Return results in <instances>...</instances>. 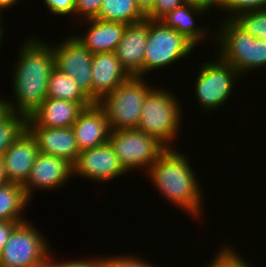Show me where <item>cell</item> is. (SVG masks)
Here are the masks:
<instances>
[{"label":"cell","instance_id":"obj_1","mask_svg":"<svg viewBox=\"0 0 266 267\" xmlns=\"http://www.w3.org/2000/svg\"><path fill=\"white\" fill-rule=\"evenodd\" d=\"M20 47L12 78L13 98L16 101L7 99V105L10 112L28 118L47 98V85L55 68V60L51 45L34 36L24 40Z\"/></svg>","mask_w":266,"mask_h":267},{"label":"cell","instance_id":"obj_2","mask_svg":"<svg viewBox=\"0 0 266 267\" xmlns=\"http://www.w3.org/2000/svg\"><path fill=\"white\" fill-rule=\"evenodd\" d=\"M189 162L187 154L167 148L146 173L164 198L196 218L203 215V196Z\"/></svg>","mask_w":266,"mask_h":267},{"label":"cell","instance_id":"obj_3","mask_svg":"<svg viewBox=\"0 0 266 267\" xmlns=\"http://www.w3.org/2000/svg\"><path fill=\"white\" fill-rule=\"evenodd\" d=\"M215 38L219 51L217 56L231 64L242 75L247 71L266 67V42L254 38L241 28L232 18L223 19ZM226 20V21H225Z\"/></svg>","mask_w":266,"mask_h":267},{"label":"cell","instance_id":"obj_4","mask_svg":"<svg viewBox=\"0 0 266 267\" xmlns=\"http://www.w3.org/2000/svg\"><path fill=\"white\" fill-rule=\"evenodd\" d=\"M179 104L172 92L152 87L145 96L137 129L155 137L166 148H174L170 143L178 137L182 122Z\"/></svg>","mask_w":266,"mask_h":267},{"label":"cell","instance_id":"obj_5","mask_svg":"<svg viewBox=\"0 0 266 267\" xmlns=\"http://www.w3.org/2000/svg\"><path fill=\"white\" fill-rule=\"evenodd\" d=\"M152 87L143 77L130 76L97 103L105 111L110 130L137 129L145 96Z\"/></svg>","mask_w":266,"mask_h":267},{"label":"cell","instance_id":"obj_6","mask_svg":"<svg viewBox=\"0 0 266 267\" xmlns=\"http://www.w3.org/2000/svg\"><path fill=\"white\" fill-rule=\"evenodd\" d=\"M194 45L161 20L148 19V39L145 47L144 75L169 66L191 54Z\"/></svg>","mask_w":266,"mask_h":267},{"label":"cell","instance_id":"obj_7","mask_svg":"<svg viewBox=\"0 0 266 267\" xmlns=\"http://www.w3.org/2000/svg\"><path fill=\"white\" fill-rule=\"evenodd\" d=\"M108 141L126 172L141 170V167L147 171L167 149L155 137L139 129L111 130Z\"/></svg>","mask_w":266,"mask_h":267},{"label":"cell","instance_id":"obj_8","mask_svg":"<svg viewBox=\"0 0 266 267\" xmlns=\"http://www.w3.org/2000/svg\"><path fill=\"white\" fill-rule=\"evenodd\" d=\"M210 62L200 63L194 85L198 105L200 104L206 111L217 110L218 107L227 103V99L235 88V81L240 76L231 64L219 57L212 63Z\"/></svg>","mask_w":266,"mask_h":267},{"label":"cell","instance_id":"obj_9","mask_svg":"<svg viewBox=\"0 0 266 267\" xmlns=\"http://www.w3.org/2000/svg\"><path fill=\"white\" fill-rule=\"evenodd\" d=\"M29 222H22L13 230L0 252V267H32L49 256L47 239Z\"/></svg>","mask_w":266,"mask_h":267},{"label":"cell","instance_id":"obj_10","mask_svg":"<svg viewBox=\"0 0 266 267\" xmlns=\"http://www.w3.org/2000/svg\"><path fill=\"white\" fill-rule=\"evenodd\" d=\"M50 45L54 54L55 68L71 76L92 100L93 54L72 34L62 43L60 41L58 44Z\"/></svg>","mask_w":266,"mask_h":267},{"label":"cell","instance_id":"obj_11","mask_svg":"<svg viewBox=\"0 0 266 267\" xmlns=\"http://www.w3.org/2000/svg\"><path fill=\"white\" fill-rule=\"evenodd\" d=\"M123 174H126V171L109 141L98 147L81 151L73 165V175L85 177L91 181L109 182Z\"/></svg>","mask_w":266,"mask_h":267},{"label":"cell","instance_id":"obj_12","mask_svg":"<svg viewBox=\"0 0 266 267\" xmlns=\"http://www.w3.org/2000/svg\"><path fill=\"white\" fill-rule=\"evenodd\" d=\"M73 175V165L53 155L38 153L26 182L22 185L28 200L36 188L53 190L63 187ZM70 177V178H69ZM53 188V189H52Z\"/></svg>","mask_w":266,"mask_h":267},{"label":"cell","instance_id":"obj_13","mask_svg":"<svg viewBox=\"0 0 266 267\" xmlns=\"http://www.w3.org/2000/svg\"><path fill=\"white\" fill-rule=\"evenodd\" d=\"M148 39V19L128 24L115 49L122 67L130 76L144 77L145 47Z\"/></svg>","mask_w":266,"mask_h":267},{"label":"cell","instance_id":"obj_14","mask_svg":"<svg viewBox=\"0 0 266 267\" xmlns=\"http://www.w3.org/2000/svg\"><path fill=\"white\" fill-rule=\"evenodd\" d=\"M39 153L38 144L28 129L3 154V166L8 182L23 185Z\"/></svg>","mask_w":266,"mask_h":267},{"label":"cell","instance_id":"obj_15","mask_svg":"<svg viewBox=\"0 0 266 267\" xmlns=\"http://www.w3.org/2000/svg\"><path fill=\"white\" fill-rule=\"evenodd\" d=\"M130 75L122 67L115 52L95 53L92 58V101L98 103L105 95L123 84Z\"/></svg>","mask_w":266,"mask_h":267},{"label":"cell","instance_id":"obj_16","mask_svg":"<svg viewBox=\"0 0 266 267\" xmlns=\"http://www.w3.org/2000/svg\"><path fill=\"white\" fill-rule=\"evenodd\" d=\"M71 128L80 152L108 142L111 131L105 111L97 103L85 108Z\"/></svg>","mask_w":266,"mask_h":267},{"label":"cell","instance_id":"obj_17","mask_svg":"<svg viewBox=\"0 0 266 267\" xmlns=\"http://www.w3.org/2000/svg\"><path fill=\"white\" fill-rule=\"evenodd\" d=\"M37 141L40 153L62 158L74 165L79 156V148L71 127L49 128L27 126Z\"/></svg>","mask_w":266,"mask_h":267},{"label":"cell","instance_id":"obj_18","mask_svg":"<svg viewBox=\"0 0 266 267\" xmlns=\"http://www.w3.org/2000/svg\"><path fill=\"white\" fill-rule=\"evenodd\" d=\"M85 108L76 102L46 98L28 117L27 126L71 127Z\"/></svg>","mask_w":266,"mask_h":267},{"label":"cell","instance_id":"obj_19","mask_svg":"<svg viewBox=\"0 0 266 267\" xmlns=\"http://www.w3.org/2000/svg\"><path fill=\"white\" fill-rule=\"evenodd\" d=\"M84 22L89 23L86 34H74V36L92 54L114 52L127 25L122 22L103 21L97 18L84 20Z\"/></svg>","mask_w":266,"mask_h":267},{"label":"cell","instance_id":"obj_20","mask_svg":"<svg viewBox=\"0 0 266 267\" xmlns=\"http://www.w3.org/2000/svg\"><path fill=\"white\" fill-rule=\"evenodd\" d=\"M206 10L184 3L182 6L177 7L172 12H169L164 16L161 21L169 28L175 29L177 32L182 34L188 39L194 46L198 45L200 41L206 38L207 33L206 27L202 28L197 26L194 22V14H206Z\"/></svg>","mask_w":266,"mask_h":267},{"label":"cell","instance_id":"obj_21","mask_svg":"<svg viewBox=\"0 0 266 267\" xmlns=\"http://www.w3.org/2000/svg\"><path fill=\"white\" fill-rule=\"evenodd\" d=\"M47 98L80 103L84 108L94 104L71 76L59 71L57 68H54L49 76Z\"/></svg>","mask_w":266,"mask_h":267},{"label":"cell","instance_id":"obj_22","mask_svg":"<svg viewBox=\"0 0 266 267\" xmlns=\"http://www.w3.org/2000/svg\"><path fill=\"white\" fill-rule=\"evenodd\" d=\"M29 202L22 185L8 182L0 186V221L25 222L21 213Z\"/></svg>","mask_w":266,"mask_h":267},{"label":"cell","instance_id":"obj_23","mask_svg":"<svg viewBox=\"0 0 266 267\" xmlns=\"http://www.w3.org/2000/svg\"><path fill=\"white\" fill-rule=\"evenodd\" d=\"M136 0H103L97 19L135 24L146 19Z\"/></svg>","mask_w":266,"mask_h":267},{"label":"cell","instance_id":"obj_24","mask_svg":"<svg viewBox=\"0 0 266 267\" xmlns=\"http://www.w3.org/2000/svg\"><path fill=\"white\" fill-rule=\"evenodd\" d=\"M27 117L14 112H8L0 120V157L13 142L27 129Z\"/></svg>","mask_w":266,"mask_h":267},{"label":"cell","instance_id":"obj_25","mask_svg":"<svg viewBox=\"0 0 266 267\" xmlns=\"http://www.w3.org/2000/svg\"><path fill=\"white\" fill-rule=\"evenodd\" d=\"M232 19L254 38L266 42V9L240 13Z\"/></svg>","mask_w":266,"mask_h":267},{"label":"cell","instance_id":"obj_26","mask_svg":"<svg viewBox=\"0 0 266 267\" xmlns=\"http://www.w3.org/2000/svg\"><path fill=\"white\" fill-rule=\"evenodd\" d=\"M245 260L231 246L226 247L224 245L213 260L211 259L210 264L207 263L208 266L206 265V267H252Z\"/></svg>","mask_w":266,"mask_h":267},{"label":"cell","instance_id":"obj_27","mask_svg":"<svg viewBox=\"0 0 266 267\" xmlns=\"http://www.w3.org/2000/svg\"><path fill=\"white\" fill-rule=\"evenodd\" d=\"M222 8L232 14L227 18H233L240 13L266 9V0H224Z\"/></svg>","mask_w":266,"mask_h":267},{"label":"cell","instance_id":"obj_28","mask_svg":"<svg viewBox=\"0 0 266 267\" xmlns=\"http://www.w3.org/2000/svg\"><path fill=\"white\" fill-rule=\"evenodd\" d=\"M138 257H134L131 254L129 256L102 257V267H157L154 263L152 264L150 261Z\"/></svg>","mask_w":266,"mask_h":267},{"label":"cell","instance_id":"obj_29","mask_svg":"<svg viewBox=\"0 0 266 267\" xmlns=\"http://www.w3.org/2000/svg\"><path fill=\"white\" fill-rule=\"evenodd\" d=\"M185 0H155L153 8L146 14L147 19L161 20L169 12L182 6Z\"/></svg>","mask_w":266,"mask_h":267},{"label":"cell","instance_id":"obj_30","mask_svg":"<svg viewBox=\"0 0 266 267\" xmlns=\"http://www.w3.org/2000/svg\"><path fill=\"white\" fill-rule=\"evenodd\" d=\"M103 0H75L74 14L83 17L84 20L97 18Z\"/></svg>","mask_w":266,"mask_h":267},{"label":"cell","instance_id":"obj_31","mask_svg":"<svg viewBox=\"0 0 266 267\" xmlns=\"http://www.w3.org/2000/svg\"><path fill=\"white\" fill-rule=\"evenodd\" d=\"M43 2L54 15H73L75 12V0H43Z\"/></svg>","mask_w":266,"mask_h":267},{"label":"cell","instance_id":"obj_32","mask_svg":"<svg viewBox=\"0 0 266 267\" xmlns=\"http://www.w3.org/2000/svg\"><path fill=\"white\" fill-rule=\"evenodd\" d=\"M56 267H102V257L96 256V258L92 259H84V260H70L63 262L56 261Z\"/></svg>","mask_w":266,"mask_h":267},{"label":"cell","instance_id":"obj_33","mask_svg":"<svg viewBox=\"0 0 266 267\" xmlns=\"http://www.w3.org/2000/svg\"><path fill=\"white\" fill-rule=\"evenodd\" d=\"M22 222L0 221V252L9 240L13 230Z\"/></svg>","mask_w":266,"mask_h":267},{"label":"cell","instance_id":"obj_34","mask_svg":"<svg viewBox=\"0 0 266 267\" xmlns=\"http://www.w3.org/2000/svg\"><path fill=\"white\" fill-rule=\"evenodd\" d=\"M224 0H185V3H189L193 6H198L206 11L210 8L217 7L219 10L223 7ZM213 6V7H212Z\"/></svg>","mask_w":266,"mask_h":267},{"label":"cell","instance_id":"obj_35","mask_svg":"<svg viewBox=\"0 0 266 267\" xmlns=\"http://www.w3.org/2000/svg\"><path fill=\"white\" fill-rule=\"evenodd\" d=\"M141 11L146 15L154 6L155 0H136Z\"/></svg>","mask_w":266,"mask_h":267},{"label":"cell","instance_id":"obj_36","mask_svg":"<svg viewBox=\"0 0 266 267\" xmlns=\"http://www.w3.org/2000/svg\"><path fill=\"white\" fill-rule=\"evenodd\" d=\"M52 253L49 254L42 262L32 266V267H56V259L53 261Z\"/></svg>","mask_w":266,"mask_h":267},{"label":"cell","instance_id":"obj_37","mask_svg":"<svg viewBox=\"0 0 266 267\" xmlns=\"http://www.w3.org/2000/svg\"><path fill=\"white\" fill-rule=\"evenodd\" d=\"M1 96V95H0ZM4 97H0V120L9 112V108L7 105V100L3 99Z\"/></svg>","mask_w":266,"mask_h":267},{"label":"cell","instance_id":"obj_38","mask_svg":"<svg viewBox=\"0 0 266 267\" xmlns=\"http://www.w3.org/2000/svg\"><path fill=\"white\" fill-rule=\"evenodd\" d=\"M17 1L19 0H0V12L3 13V10L12 7L14 4L16 5Z\"/></svg>","mask_w":266,"mask_h":267},{"label":"cell","instance_id":"obj_39","mask_svg":"<svg viewBox=\"0 0 266 267\" xmlns=\"http://www.w3.org/2000/svg\"><path fill=\"white\" fill-rule=\"evenodd\" d=\"M6 183H8V181L4 172L3 160L2 157H0V186L5 185Z\"/></svg>","mask_w":266,"mask_h":267},{"label":"cell","instance_id":"obj_40","mask_svg":"<svg viewBox=\"0 0 266 267\" xmlns=\"http://www.w3.org/2000/svg\"><path fill=\"white\" fill-rule=\"evenodd\" d=\"M2 15H1V12H0V47L2 46V39H3V37H4V35H3V26H2Z\"/></svg>","mask_w":266,"mask_h":267}]
</instances>
